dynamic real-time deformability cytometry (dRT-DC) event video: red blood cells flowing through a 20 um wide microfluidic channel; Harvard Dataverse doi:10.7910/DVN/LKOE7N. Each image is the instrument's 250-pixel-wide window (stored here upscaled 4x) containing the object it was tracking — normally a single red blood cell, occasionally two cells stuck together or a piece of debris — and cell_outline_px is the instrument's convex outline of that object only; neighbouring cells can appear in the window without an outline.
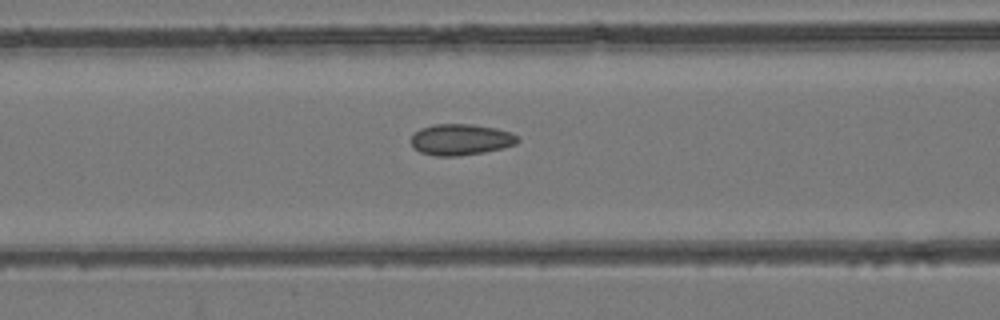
{"species": "common noctule bat (a hibernating species)", "species_latin": "Nyctalus noctula", "temperature_condition": "room temperature", "stored_images_in_passage": 43, "camera_frame_rate_fps": 3000, "um_per_image_px": 0.085, "animal": {"sex": "female", "body_mass_g": 24.6, "forearm_length_mm": 56.2}, "frame": {"image": 1, "passage_image": 14, "time_ms": 4.333, "image_size_px": [1000, 320], "cell_outline_px": [[520, 140], [516, 144], [504, 148], [484, 152], [460, 156], [436, 156], [420, 152], [412, 148], [412, 136], [420, 128], [432, 124], [472, 124], [496, 128], [512, 132]], "centroid_in_image_um": [39.17, 11.86], "position_along_channel_um": 127.4, "area_um2": 19.54}}
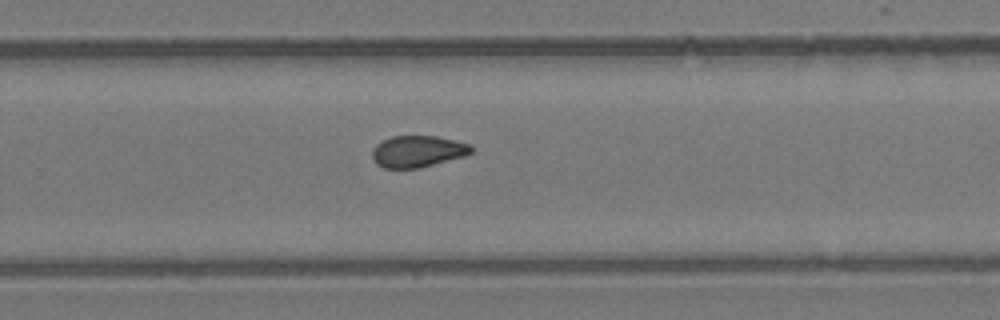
{"frame": {"image": 2, "passage_image": 26, "time_ms": 8.333, "image_size_px": [1000, 320], "cell_outline_px": [[472, 152], [464, 156], [420, 168], [384, 168], [376, 164], [372, 156], [372, 152], [376, 144], [392, 136], [436, 136], [472, 144]], "centroid_in_image_um": [35.51, 12.87], "position_along_channel_um": 294.3, "area_um2": 18.21}}
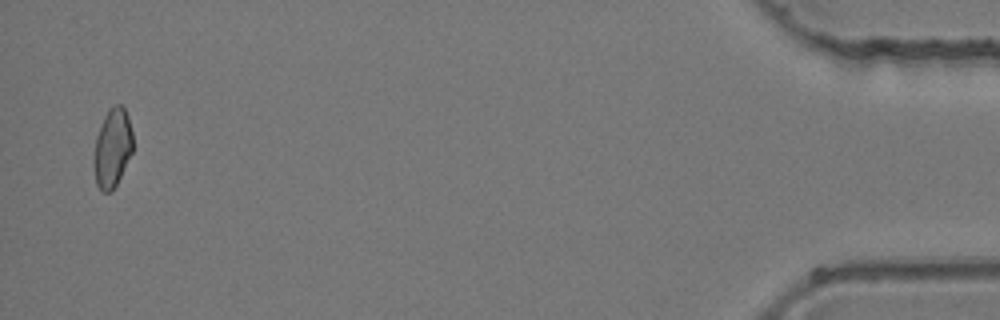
{"frame": {"image": 3, "passage_image": 42, "time_ms": 13.667, "image_size_px": [1000, 320], "cell_outline_px": [[132, 152], [112, 192], [100, 192], [96, 184], [92, 164], [92, 160], [96, 136], [100, 124], [108, 108], [116, 104], [120, 104], [124, 108], [128, 116], [132, 132]], "centroid_in_image_um": [9.51, 12.58], "position_along_channel_um": 425.7, "area_um2": 18.21}}